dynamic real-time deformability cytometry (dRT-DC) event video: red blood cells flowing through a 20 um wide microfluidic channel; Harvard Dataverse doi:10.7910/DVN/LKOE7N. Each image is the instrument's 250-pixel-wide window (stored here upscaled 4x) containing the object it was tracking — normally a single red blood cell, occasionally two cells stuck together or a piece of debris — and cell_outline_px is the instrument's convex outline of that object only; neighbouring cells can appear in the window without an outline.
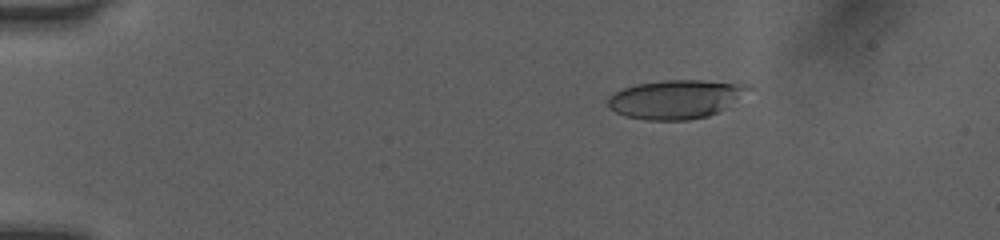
{"species": "human", "species_latin": "Homo sapiens", "temperature_condition": "room temperature", "stored_images_in_passage": 40, "camera_frame_rate_fps": 3000, "um_per_image_px": 0.085, "donor": {"sex": "female"}, "frame": {"image": 1, "passage_image": 7, "time_ms": 2.0, "image_size_px": [1000, 240], "cell_outline_px": [[752, 88], [716, 112], [708, 116], [688, 120], [644, 120], [624, 116], [608, 108], [608, 100], [616, 92], [624, 88], [636, 84], [660, 80], [700, 80], [748, 84]], "centroid_in_image_um": [57.38, 8.43], "position_along_channel_um": 27.6, "area_um2": 31.33}}
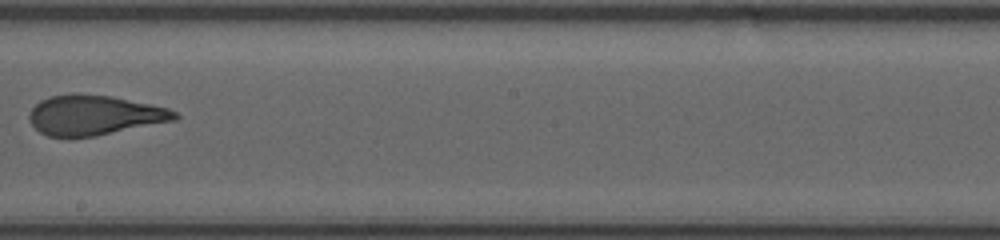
{"frame": {"image": 2, "passage_image": 24, "time_ms": 7.667, "image_size_px": [1000, 240], "cell_outline_px": [[180, 116], [176, 120], [96, 136], [48, 136], [40, 132], [32, 124], [28, 116], [32, 108], [40, 100], [48, 96], [76, 92], [112, 96], [168, 108], [176, 112]], "centroid_in_image_um": [8.01, 9.76], "position_along_channel_um": 240.2, "area_um2": 33.87}}
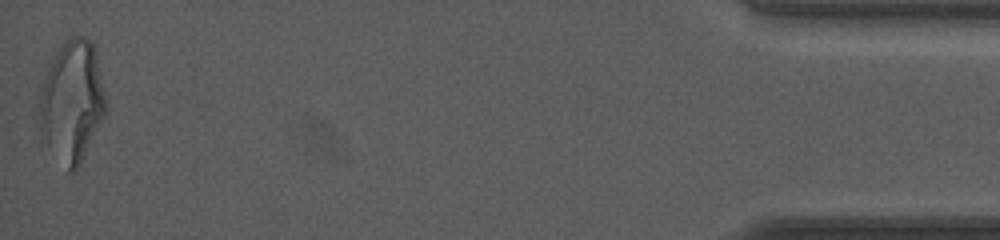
{"frame": {"image": 3, "passage_image": 40, "time_ms": 13.0, "image_size_px": [1000, 240], "cell_outline_px": [[104, 116], [80, 164], [72, 172], [68, 172], [48, 144], [40, 112], [40, 92], [48, 72], [64, 40], [72, 36], [84, 36], [96, 48], [104, 96]], "centroid_in_image_um": [6.17, 8.59], "position_along_channel_um": 429.0, "area_um2": 44.85}}